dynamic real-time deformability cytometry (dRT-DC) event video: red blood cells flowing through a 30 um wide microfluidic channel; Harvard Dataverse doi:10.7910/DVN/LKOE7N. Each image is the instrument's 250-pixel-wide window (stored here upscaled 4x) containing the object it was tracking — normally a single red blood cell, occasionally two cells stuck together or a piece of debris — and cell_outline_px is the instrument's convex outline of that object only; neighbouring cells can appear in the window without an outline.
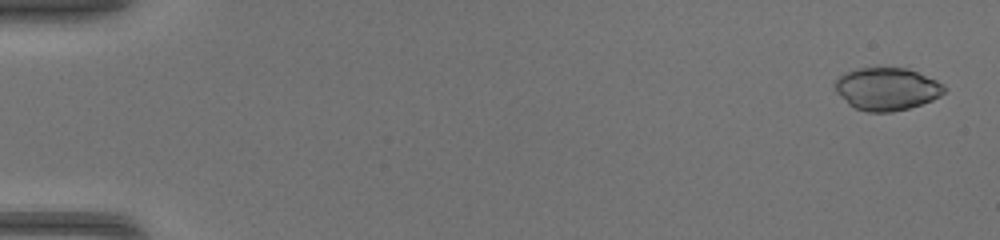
{"species": "common noctule bat (a hibernating species)", "species_latin": "Nyctalus noctula", "temperature_condition": "warm", "stored_images_in_passage": 46, "camera_frame_rate_fps": 3000, "um_per_image_px": 0.085, "animal": {"sex": "female", "body_mass_g": 17.0, "forearm_length_mm": 48.0}, "frame": {"image": 1, "passage_image": 2, "time_ms": 0.333, "image_size_px": [1000, 240], "cell_outline_px": [[948, 88], [940, 96], [932, 100], [908, 108], [892, 112], [868, 112], [856, 108], [848, 104], [836, 92], [836, 80], [844, 72], [856, 68], [908, 68], [936, 80], [944, 84]], "centroid_in_image_um": [75.39, 7.55], "position_along_channel_um": 9.6, "area_um2": 27.11}}
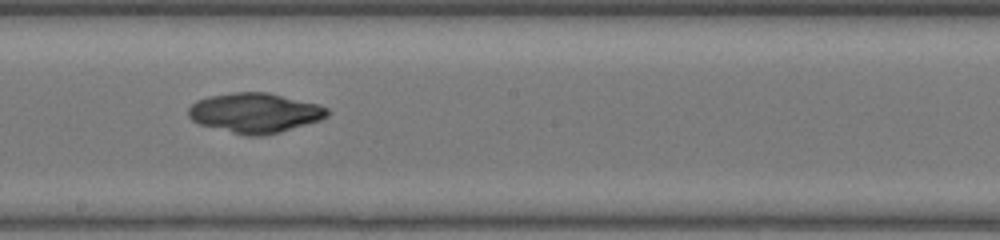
{"frame": {"image": 2, "passage_image": 27, "time_ms": 8.667, "image_size_px": [1000, 240], "cell_outline_px": [[332, 112], [328, 116], [320, 120], [280, 132], [260, 136], [244, 136], [200, 124], [192, 120], [188, 116], [188, 108], [196, 100], [208, 96], [232, 92], [268, 92], [320, 104], [328, 108]], "centroid_in_image_um": [21.69, 9.59], "position_along_channel_um": 226.5, "area_um2": 32.54}}
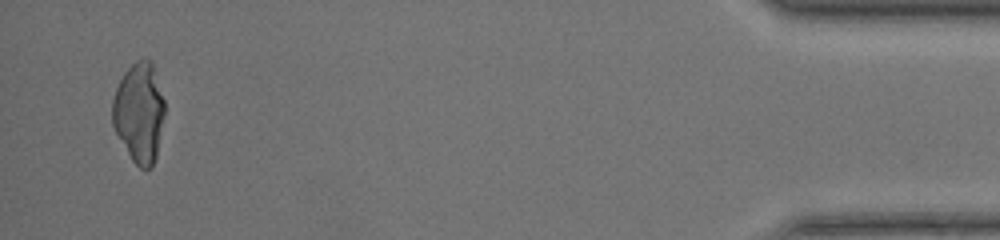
{"frame": {"image": 3, "passage_image": 45, "time_ms": 14.667, "image_size_px": [1000, 240], "cell_outline_px": [[164, 116], [156, 156], [152, 168], [140, 168], [132, 160], [116, 132], [112, 124], [112, 100], [116, 88], [124, 72], [136, 60], [152, 60], [164, 100]], "centroid_in_image_um": [11.83, 9.55], "position_along_channel_um": 423.4, "area_um2": 30.23}}